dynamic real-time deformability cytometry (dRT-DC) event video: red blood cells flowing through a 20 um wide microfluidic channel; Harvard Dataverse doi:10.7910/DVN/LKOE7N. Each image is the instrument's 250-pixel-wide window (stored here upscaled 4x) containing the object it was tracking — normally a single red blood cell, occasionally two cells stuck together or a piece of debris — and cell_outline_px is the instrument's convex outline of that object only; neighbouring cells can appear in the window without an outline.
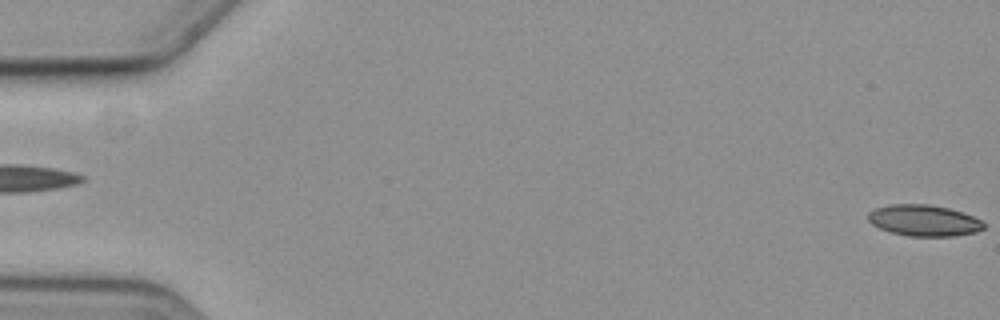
{"species": "common noctule bat (a hibernating species)", "species_latin": "Nyctalus noctula", "temperature_condition": "cold", "stored_images_in_passage": 6, "camera_frame_rate_fps": 3000, "um_per_image_px": 0.085, "animal": {"sex": "female", "body_mass_g": 19.3, "forearm_length_mm": 54.1}, "frame": {"image": 1, "passage_image": 6, "time_ms": 6.0, "image_size_px": [1000, 320], "cell_outline_px": [[984, 228], [976, 232], [952, 236], [908, 236], [888, 232], [872, 224], [868, 220], [868, 212], [876, 208], [892, 204], [928, 204], [948, 208], [972, 216], [980, 220], [984, 224]], "centroid_in_image_um": [78.5, 18.74], "position_along_channel_um": 6.5, "area_um2": 20.92}}